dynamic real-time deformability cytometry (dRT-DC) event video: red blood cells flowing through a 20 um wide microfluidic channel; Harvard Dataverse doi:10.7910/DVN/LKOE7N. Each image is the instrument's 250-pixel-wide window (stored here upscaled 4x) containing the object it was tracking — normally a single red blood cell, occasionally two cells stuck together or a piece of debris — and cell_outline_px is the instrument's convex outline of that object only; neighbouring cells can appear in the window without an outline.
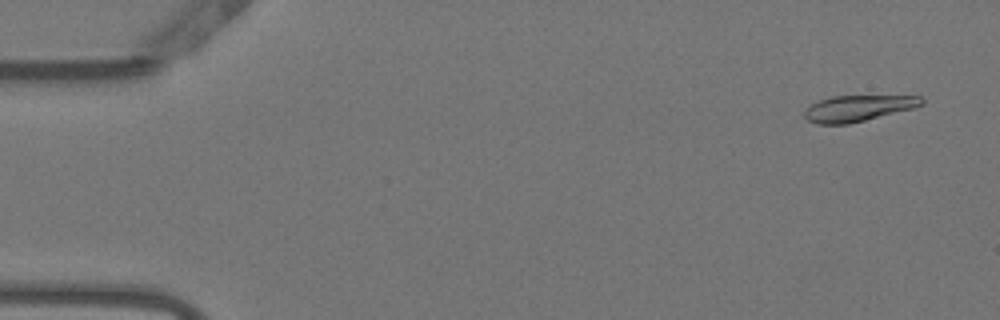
{"species": "Egyptian fruit bat (a non-hibernating species)", "species_latin": "Rousettus aegyptiacus", "temperature_condition": "warm", "stored_images_in_passage": 53, "camera_frame_rate_fps": 3000, "um_per_image_px": 0.085, "animal": {"sex": "female"}, "frame": {"image": 1, "passage_image": 3, "time_ms": 0.667, "image_size_px": [1000, 320], "cell_outline_px": [[924, 104], [912, 108], [848, 124], [816, 124], [808, 120], [804, 116], [804, 112], [812, 104], [820, 100], [832, 96], [920, 96], [924, 100]], "centroid_in_image_um": [72.92, 9.2], "position_along_channel_um": 12.1, "area_um2": 17.46}}
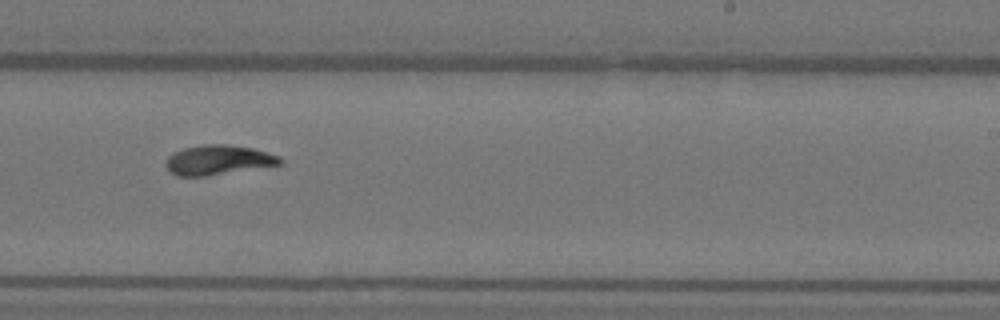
{"frame": {"image": 2, "passage_image": 33, "time_ms": 10.667, "image_size_px": [1000, 320], "cell_outline_px": [[284, 164], [208, 176], [176, 176], [164, 164], [168, 156], [172, 152], [184, 148], [204, 144], [228, 144], [252, 148], [280, 156], [284, 160]], "centroid_in_image_um": [18.57, 13.6], "position_along_channel_um": 270.4, "area_um2": 20.0}}
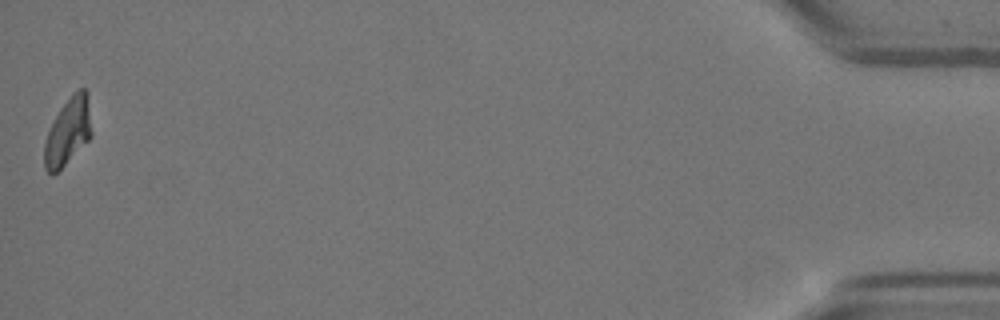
{"frame": {"image": 3, "passage_image": 53, "time_ms": 17.333, "image_size_px": [1000, 320], "cell_outline_px": [[92, 136], [52, 176], [44, 168], [44, 144], [48, 132], [60, 108], [72, 92], [80, 88], [84, 88], [88, 92], [92, 132]], "centroid_in_image_um": [5.79, 11.14], "position_along_channel_um": 429.4, "area_um2": 18.38}, "authors_computed_cell_mechanics": {"area_um2": 19.1318, "velocity_mm_per_s": 3.819, "shape_relaxation_time_tau1_ms": 5.5343, "shape_relaxation_time_tau2_ms": 2.5057, "deformation_change_tau1": 0.2493, "deformation_change_tau2": 0.0887}}